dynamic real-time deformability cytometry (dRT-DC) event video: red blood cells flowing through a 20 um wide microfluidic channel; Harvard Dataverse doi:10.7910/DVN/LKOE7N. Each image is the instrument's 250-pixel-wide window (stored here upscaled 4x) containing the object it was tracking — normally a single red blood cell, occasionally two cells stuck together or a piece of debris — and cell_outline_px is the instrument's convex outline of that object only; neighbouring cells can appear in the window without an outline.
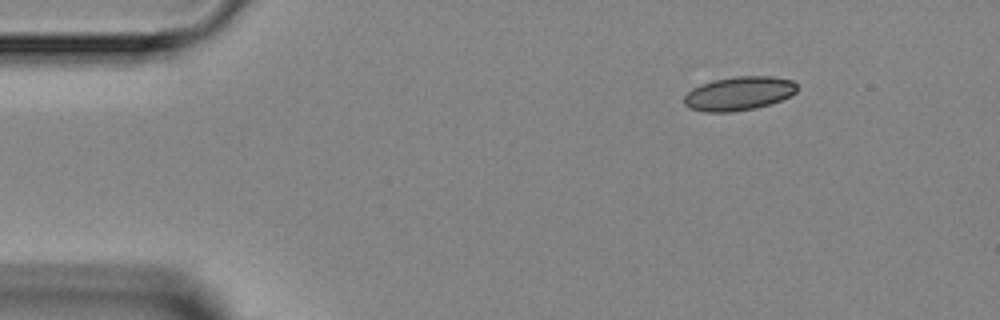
{"species": "Egyptian fruit bat (a non-hibernating species)", "species_latin": "Rousettus aegyptiacus", "temperature_condition": "room temperature", "stored_images_in_passage": 3, "camera_frame_rate_fps": 3000, "um_per_image_px": 0.085, "animal": {"sex": "female"}, "frame": {"image": 1, "passage_image": 1, "time_ms": 0.0, "image_size_px": [1000, 320], "cell_outline_px": [[796, 92], [792, 96], [756, 108], [732, 112], [704, 112], [688, 108], [684, 104], [684, 96], [692, 88], [700, 84], [712, 80], [736, 76], [772, 76], [792, 80], [796, 84]], "centroid_in_image_um": [62.78, 7.95], "position_along_channel_um": 22.2, "area_um2": 22.43}}
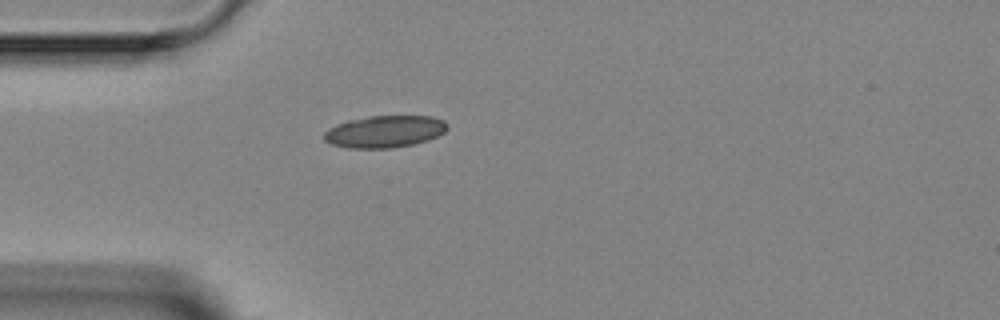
{"frame": {"image": 2, "passage_image": 3, "time_ms": 2.333, "image_size_px": [1000, 320], "cell_outline_px": [[448, 128], [444, 132], [428, 140], [412, 144], [388, 148], [348, 148], [332, 144], [324, 140], [324, 132], [328, 128], [336, 124], [348, 120], [368, 116], [432, 116], [444, 120], [448, 124]], "centroid_in_image_um": [32.69, 11.17], "position_along_channel_um": 52.3, "area_um2": 23.0}}